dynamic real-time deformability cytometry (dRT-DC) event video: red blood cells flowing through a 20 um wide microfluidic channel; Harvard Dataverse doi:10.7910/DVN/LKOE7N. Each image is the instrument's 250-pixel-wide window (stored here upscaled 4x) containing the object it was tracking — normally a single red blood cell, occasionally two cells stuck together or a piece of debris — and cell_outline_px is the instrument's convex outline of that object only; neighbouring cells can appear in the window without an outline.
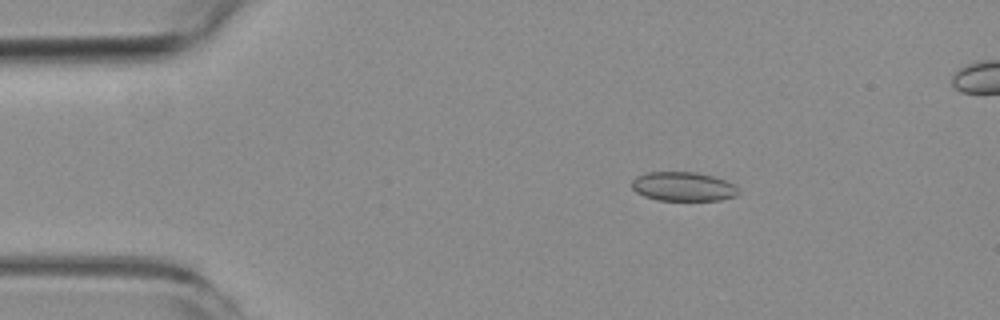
{"species": "common noctule bat (a hibernating species)", "species_latin": "Nyctalus noctula", "temperature_condition": "room temperature", "stored_images_in_passage": 44, "camera_frame_rate_fps": 3000, "um_per_image_px": 0.085, "animal": {"sex": "female", "body_mass_g": 19.3, "forearm_length_mm": 54.1}, "frame": {"image": 1, "passage_image": 9, "time_ms": 2.667, "image_size_px": [1000, 320], "cell_outline_px": [[740, 192], [736, 196], [720, 200], [656, 200], [644, 196], [636, 192], [632, 188], [632, 180], [636, 176], [648, 172], [696, 172], [712, 176], [724, 180], [732, 184]], "centroid_in_image_um": [58.04, 15.86], "position_along_channel_um": 27.0, "area_um2": 18.03}}
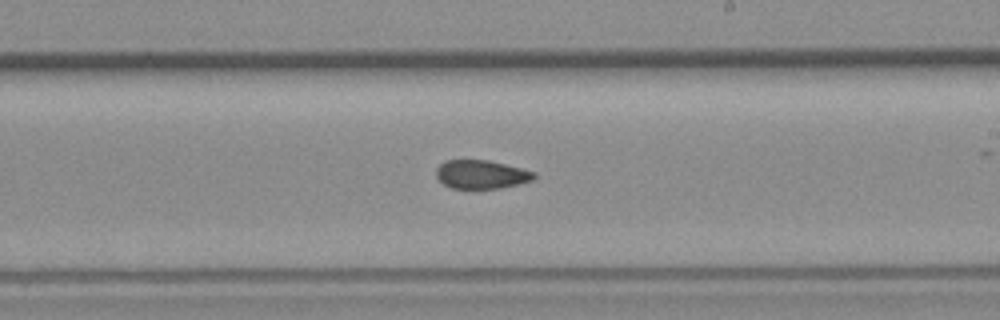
{"frame": {"image": 2, "passage_image": 31, "time_ms": 10.0, "image_size_px": [1000, 320], "cell_outline_px": [[536, 176], [532, 180], [520, 184], [500, 188], [452, 188], [444, 184], [436, 176], [436, 168], [444, 160], [488, 160], [536, 172]], "centroid_in_image_um": [40.91, 14.82], "position_along_channel_um": 248.1, "area_um2": 16.24}}
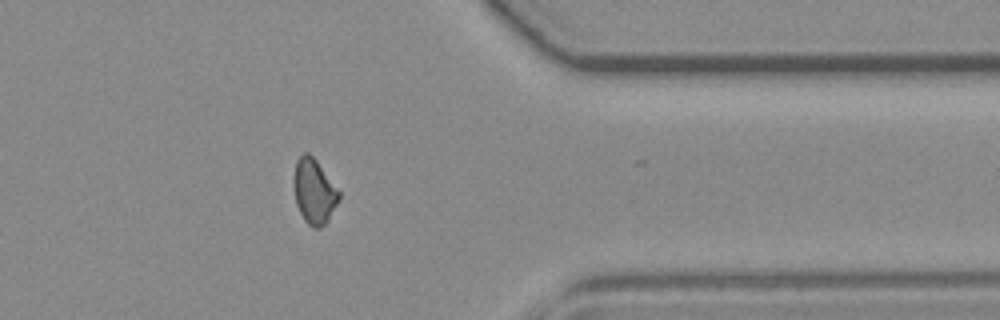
{"frame": {"image": 3, "passage_image": 43, "time_ms": 14.0, "image_size_px": [1000, 320], "cell_outline_px": [[340, 200], [328, 220], [320, 228], [312, 228], [304, 220], [296, 204], [292, 184], [292, 176], [296, 160], [304, 152], [308, 152], [316, 160], [340, 192]], "centroid_in_image_um": [26.67, 16.26], "position_along_channel_um": 384.7, "area_um2": 17.34}, "authors_computed_cell_mechanics": {"area_um2": 17.629, "velocity_mm_per_s": 3.8163, "shape_relaxation_time_tau1_ms": null, "shape_relaxation_time_tau2_ms": 3.1436, "deformation_change_tau1": null, "deformation_change_tau2": 0.0724}}